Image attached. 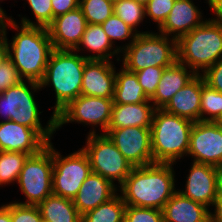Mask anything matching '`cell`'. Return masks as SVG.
I'll return each mask as SVG.
<instances>
[{
	"label": "cell",
	"instance_id": "f6af8a7d",
	"mask_svg": "<svg viewBox=\"0 0 222 222\" xmlns=\"http://www.w3.org/2000/svg\"><path fill=\"white\" fill-rule=\"evenodd\" d=\"M218 194L222 195V167L218 168Z\"/></svg>",
	"mask_w": 222,
	"mask_h": 222
},
{
	"label": "cell",
	"instance_id": "f1b7e54d",
	"mask_svg": "<svg viewBox=\"0 0 222 222\" xmlns=\"http://www.w3.org/2000/svg\"><path fill=\"white\" fill-rule=\"evenodd\" d=\"M222 113V93L205 83L202 76V94L200 103V121L214 122ZM208 115L206 117L204 115Z\"/></svg>",
	"mask_w": 222,
	"mask_h": 222
},
{
	"label": "cell",
	"instance_id": "2e32d148",
	"mask_svg": "<svg viewBox=\"0 0 222 222\" xmlns=\"http://www.w3.org/2000/svg\"><path fill=\"white\" fill-rule=\"evenodd\" d=\"M48 143L32 128L14 121L0 122V151L39 153Z\"/></svg>",
	"mask_w": 222,
	"mask_h": 222
},
{
	"label": "cell",
	"instance_id": "ac0fdd59",
	"mask_svg": "<svg viewBox=\"0 0 222 222\" xmlns=\"http://www.w3.org/2000/svg\"><path fill=\"white\" fill-rule=\"evenodd\" d=\"M117 185L101 175L91 172L73 198V204L81 216L113 198Z\"/></svg>",
	"mask_w": 222,
	"mask_h": 222
},
{
	"label": "cell",
	"instance_id": "7bdbcfd3",
	"mask_svg": "<svg viewBox=\"0 0 222 222\" xmlns=\"http://www.w3.org/2000/svg\"><path fill=\"white\" fill-rule=\"evenodd\" d=\"M214 212H210V222H222V195H218L214 205Z\"/></svg>",
	"mask_w": 222,
	"mask_h": 222
},
{
	"label": "cell",
	"instance_id": "8fae6325",
	"mask_svg": "<svg viewBox=\"0 0 222 222\" xmlns=\"http://www.w3.org/2000/svg\"><path fill=\"white\" fill-rule=\"evenodd\" d=\"M113 99L80 95L55 115L56 130L69 122L97 126L106 133L111 119Z\"/></svg>",
	"mask_w": 222,
	"mask_h": 222
},
{
	"label": "cell",
	"instance_id": "30bf717a",
	"mask_svg": "<svg viewBox=\"0 0 222 222\" xmlns=\"http://www.w3.org/2000/svg\"><path fill=\"white\" fill-rule=\"evenodd\" d=\"M55 150L53 147V194L73 200L92 172L89 158L83 149L66 157H61Z\"/></svg>",
	"mask_w": 222,
	"mask_h": 222
},
{
	"label": "cell",
	"instance_id": "484cf974",
	"mask_svg": "<svg viewBox=\"0 0 222 222\" xmlns=\"http://www.w3.org/2000/svg\"><path fill=\"white\" fill-rule=\"evenodd\" d=\"M150 100L138 82L135 72L123 67L116 73L114 87V104H137Z\"/></svg>",
	"mask_w": 222,
	"mask_h": 222
},
{
	"label": "cell",
	"instance_id": "d590c367",
	"mask_svg": "<svg viewBox=\"0 0 222 222\" xmlns=\"http://www.w3.org/2000/svg\"><path fill=\"white\" fill-rule=\"evenodd\" d=\"M175 0H149L145 5V13L160 27L174 6Z\"/></svg>",
	"mask_w": 222,
	"mask_h": 222
},
{
	"label": "cell",
	"instance_id": "60d3db41",
	"mask_svg": "<svg viewBox=\"0 0 222 222\" xmlns=\"http://www.w3.org/2000/svg\"><path fill=\"white\" fill-rule=\"evenodd\" d=\"M53 19L79 7V0H51Z\"/></svg>",
	"mask_w": 222,
	"mask_h": 222
},
{
	"label": "cell",
	"instance_id": "b9f144b4",
	"mask_svg": "<svg viewBox=\"0 0 222 222\" xmlns=\"http://www.w3.org/2000/svg\"><path fill=\"white\" fill-rule=\"evenodd\" d=\"M208 4L217 16L216 18H209V20L222 26V0H208Z\"/></svg>",
	"mask_w": 222,
	"mask_h": 222
},
{
	"label": "cell",
	"instance_id": "7dc6e473",
	"mask_svg": "<svg viewBox=\"0 0 222 222\" xmlns=\"http://www.w3.org/2000/svg\"><path fill=\"white\" fill-rule=\"evenodd\" d=\"M214 123L222 129V113L218 116Z\"/></svg>",
	"mask_w": 222,
	"mask_h": 222
},
{
	"label": "cell",
	"instance_id": "1f68e13d",
	"mask_svg": "<svg viewBox=\"0 0 222 222\" xmlns=\"http://www.w3.org/2000/svg\"><path fill=\"white\" fill-rule=\"evenodd\" d=\"M36 22L22 17L21 24L25 26H36L47 28L53 21V9L51 0H27Z\"/></svg>",
	"mask_w": 222,
	"mask_h": 222
},
{
	"label": "cell",
	"instance_id": "d6986e66",
	"mask_svg": "<svg viewBox=\"0 0 222 222\" xmlns=\"http://www.w3.org/2000/svg\"><path fill=\"white\" fill-rule=\"evenodd\" d=\"M203 22L201 11L194 5L193 1L175 0L172 10L164 23L159 27V31L168 37L170 34H173L171 37L173 36V38L178 40Z\"/></svg>",
	"mask_w": 222,
	"mask_h": 222
},
{
	"label": "cell",
	"instance_id": "3957f363",
	"mask_svg": "<svg viewBox=\"0 0 222 222\" xmlns=\"http://www.w3.org/2000/svg\"><path fill=\"white\" fill-rule=\"evenodd\" d=\"M194 122L164 109H155L152 117L151 148L154 163L176 162L188 154Z\"/></svg>",
	"mask_w": 222,
	"mask_h": 222
},
{
	"label": "cell",
	"instance_id": "6da1fadb",
	"mask_svg": "<svg viewBox=\"0 0 222 222\" xmlns=\"http://www.w3.org/2000/svg\"><path fill=\"white\" fill-rule=\"evenodd\" d=\"M171 163H152L134 167L119 186L126 205L162 210L176 192Z\"/></svg>",
	"mask_w": 222,
	"mask_h": 222
},
{
	"label": "cell",
	"instance_id": "4fadbf2b",
	"mask_svg": "<svg viewBox=\"0 0 222 222\" xmlns=\"http://www.w3.org/2000/svg\"><path fill=\"white\" fill-rule=\"evenodd\" d=\"M188 155L195 163L222 167V129L211 121L194 122Z\"/></svg>",
	"mask_w": 222,
	"mask_h": 222
},
{
	"label": "cell",
	"instance_id": "f546056e",
	"mask_svg": "<svg viewBox=\"0 0 222 222\" xmlns=\"http://www.w3.org/2000/svg\"><path fill=\"white\" fill-rule=\"evenodd\" d=\"M79 8L88 24L101 25L114 13V3L109 0H79Z\"/></svg>",
	"mask_w": 222,
	"mask_h": 222
},
{
	"label": "cell",
	"instance_id": "52a82bcc",
	"mask_svg": "<svg viewBox=\"0 0 222 222\" xmlns=\"http://www.w3.org/2000/svg\"><path fill=\"white\" fill-rule=\"evenodd\" d=\"M11 86L3 91V98L0 101V114L5 117V121L11 120L18 124L34 129L47 143H50L52 134L56 131L55 115H52L46 127L40 123L38 105L30 90H40V83L27 80Z\"/></svg>",
	"mask_w": 222,
	"mask_h": 222
},
{
	"label": "cell",
	"instance_id": "8d00e7d4",
	"mask_svg": "<svg viewBox=\"0 0 222 222\" xmlns=\"http://www.w3.org/2000/svg\"><path fill=\"white\" fill-rule=\"evenodd\" d=\"M12 222H41L42 217L38 206L11 202Z\"/></svg>",
	"mask_w": 222,
	"mask_h": 222
},
{
	"label": "cell",
	"instance_id": "bcb514c9",
	"mask_svg": "<svg viewBox=\"0 0 222 222\" xmlns=\"http://www.w3.org/2000/svg\"><path fill=\"white\" fill-rule=\"evenodd\" d=\"M9 17L6 16V14L4 13L3 9L0 7V30L2 29V27L5 24V21L8 19Z\"/></svg>",
	"mask_w": 222,
	"mask_h": 222
},
{
	"label": "cell",
	"instance_id": "ffe728a7",
	"mask_svg": "<svg viewBox=\"0 0 222 222\" xmlns=\"http://www.w3.org/2000/svg\"><path fill=\"white\" fill-rule=\"evenodd\" d=\"M201 94L202 74L200 73L180 89L163 109L193 122L200 121Z\"/></svg>",
	"mask_w": 222,
	"mask_h": 222
},
{
	"label": "cell",
	"instance_id": "4dcf8cb0",
	"mask_svg": "<svg viewBox=\"0 0 222 222\" xmlns=\"http://www.w3.org/2000/svg\"><path fill=\"white\" fill-rule=\"evenodd\" d=\"M113 11L138 34L136 27L146 17L145 6L133 0H119L114 3Z\"/></svg>",
	"mask_w": 222,
	"mask_h": 222
},
{
	"label": "cell",
	"instance_id": "836d02e7",
	"mask_svg": "<svg viewBox=\"0 0 222 222\" xmlns=\"http://www.w3.org/2000/svg\"><path fill=\"white\" fill-rule=\"evenodd\" d=\"M124 222H163L160 209L126 205Z\"/></svg>",
	"mask_w": 222,
	"mask_h": 222
},
{
	"label": "cell",
	"instance_id": "9c48e42d",
	"mask_svg": "<svg viewBox=\"0 0 222 222\" xmlns=\"http://www.w3.org/2000/svg\"><path fill=\"white\" fill-rule=\"evenodd\" d=\"M89 158L91 171L121 185L134 168L106 134L91 130L86 146L82 148Z\"/></svg>",
	"mask_w": 222,
	"mask_h": 222
},
{
	"label": "cell",
	"instance_id": "9a60e30c",
	"mask_svg": "<svg viewBox=\"0 0 222 222\" xmlns=\"http://www.w3.org/2000/svg\"><path fill=\"white\" fill-rule=\"evenodd\" d=\"M87 25L86 18L79 7L54 18L47 27L53 48L74 50L78 46Z\"/></svg>",
	"mask_w": 222,
	"mask_h": 222
},
{
	"label": "cell",
	"instance_id": "ee69618b",
	"mask_svg": "<svg viewBox=\"0 0 222 222\" xmlns=\"http://www.w3.org/2000/svg\"><path fill=\"white\" fill-rule=\"evenodd\" d=\"M0 222H12L11 220V203L5 204L0 210Z\"/></svg>",
	"mask_w": 222,
	"mask_h": 222
},
{
	"label": "cell",
	"instance_id": "e0dca14e",
	"mask_svg": "<svg viewBox=\"0 0 222 222\" xmlns=\"http://www.w3.org/2000/svg\"><path fill=\"white\" fill-rule=\"evenodd\" d=\"M113 62L88 60L83 70L81 95L113 99L116 79Z\"/></svg>",
	"mask_w": 222,
	"mask_h": 222
},
{
	"label": "cell",
	"instance_id": "e575fe53",
	"mask_svg": "<svg viewBox=\"0 0 222 222\" xmlns=\"http://www.w3.org/2000/svg\"><path fill=\"white\" fill-rule=\"evenodd\" d=\"M165 68L167 67H148L135 72L139 84L149 99L154 96Z\"/></svg>",
	"mask_w": 222,
	"mask_h": 222
},
{
	"label": "cell",
	"instance_id": "277c9868",
	"mask_svg": "<svg viewBox=\"0 0 222 222\" xmlns=\"http://www.w3.org/2000/svg\"><path fill=\"white\" fill-rule=\"evenodd\" d=\"M87 61V58L73 50L52 51L40 87L51 84L54 88L56 104L53 115L81 95L83 70Z\"/></svg>",
	"mask_w": 222,
	"mask_h": 222
},
{
	"label": "cell",
	"instance_id": "c3c4849f",
	"mask_svg": "<svg viewBox=\"0 0 222 222\" xmlns=\"http://www.w3.org/2000/svg\"><path fill=\"white\" fill-rule=\"evenodd\" d=\"M133 1H135V2H137V3H140V4H142L143 6H145V5L149 2V0H133Z\"/></svg>",
	"mask_w": 222,
	"mask_h": 222
},
{
	"label": "cell",
	"instance_id": "603a6c76",
	"mask_svg": "<svg viewBox=\"0 0 222 222\" xmlns=\"http://www.w3.org/2000/svg\"><path fill=\"white\" fill-rule=\"evenodd\" d=\"M147 100L137 104H113L108 129L139 126L150 128L154 113V106Z\"/></svg>",
	"mask_w": 222,
	"mask_h": 222
},
{
	"label": "cell",
	"instance_id": "ba28073f",
	"mask_svg": "<svg viewBox=\"0 0 222 222\" xmlns=\"http://www.w3.org/2000/svg\"><path fill=\"white\" fill-rule=\"evenodd\" d=\"M53 144L52 142L39 153L29 155L24 162L17 183L26 196V205L38 206L46 197L53 194Z\"/></svg>",
	"mask_w": 222,
	"mask_h": 222
},
{
	"label": "cell",
	"instance_id": "8992f818",
	"mask_svg": "<svg viewBox=\"0 0 222 222\" xmlns=\"http://www.w3.org/2000/svg\"><path fill=\"white\" fill-rule=\"evenodd\" d=\"M159 33L139 32L123 47V66L137 72L148 67H170L177 61V40Z\"/></svg>",
	"mask_w": 222,
	"mask_h": 222
},
{
	"label": "cell",
	"instance_id": "7c38bea8",
	"mask_svg": "<svg viewBox=\"0 0 222 222\" xmlns=\"http://www.w3.org/2000/svg\"><path fill=\"white\" fill-rule=\"evenodd\" d=\"M105 134L133 167L154 163L150 128L135 126L107 129Z\"/></svg>",
	"mask_w": 222,
	"mask_h": 222
},
{
	"label": "cell",
	"instance_id": "44dd1931",
	"mask_svg": "<svg viewBox=\"0 0 222 222\" xmlns=\"http://www.w3.org/2000/svg\"><path fill=\"white\" fill-rule=\"evenodd\" d=\"M186 67L176 61L164 69L155 94L150 99L155 109H163L171 98L197 75L192 70L188 71Z\"/></svg>",
	"mask_w": 222,
	"mask_h": 222
},
{
	"label": "cell",
	"instance_id": "83f0119b",
	"mask_svg": "<svg viewBox=\"0 0 222 222\" xmlns=\"http://www.w3.org/2000/svg\"><path fill=\"white\" fill-rule=\"evenodd\" d=\"M28 156L22 152L0 151V186L18 181Z\"/></svg>",
	"mask_w": 222,
	"mask_h": 222
},
{
	"label": "cell",
	"instance_id": "cb8c5ba5",
	"mask_svg": "<svg viewBox=\"0 0 222 222\" xmlns=\"http://www.w3.org/2000/svg\"><path fill=\"white\" fill-rule=\"evenodd\" d=\"M81 45L84 46V49L86 48L93 53H97L88 56L84 55L88 60L109 61L112 56H115V54L118 55L121 52L116 47L113 49V52L111 51V48H114L113 44L100 24H88L78 46L73 51H81Z\"/></svg>",
	"mask_w": 222,
	"mask_h": 222
},
{
	"label": "cell",
	"instance_id": "f907efd6",
	"mask_svg": "<svg viewBox=\"0 0 222 222\" xmlns=\"http://www.w3.org/2000/svg\"><path fill=\"white\" fill-rule=\"evenodd\" d=\"M109 1H111V2L115 3V2H117V1H119V0H109Z\"/></svg>",
	"mask_w": 222,
	"mask_h": 222
},
{
	"label": "cell",
	"instance_id": "d6a6232c",
	"mask_svg": "<svg viewBox=\"0 0 222 222\" xmlns=\"http://www.w3.org/2000/svg\"><path fill=\"white\" fill-rule=\"evenodd\" d=\"M109 40L135 39L137 33L114 13L101 24Z\"/></svg>",
	"mask_w": 222,
	"mask_h": 222
},
{
	"label": "cell",
	"instance_id": "74e56055",
	"mask_svg": "<svg viewBox=\"0 0 222 222\" xmlns=\"http://www.w3.org/2000/svg\"><path fill=\"white\" fill-rule=\"evenodd\" d=\"M22 80L18 70L10 59L0 65V91L8 90L11 86L20 83Z\"/></svg>",
	"mask_w": 222,
	"mask_h": 222
},
{
	"label": "cell",
	"instance_id": "5bb4252c",
	"mask_svg": "<svg viewBox=\"0 0 222 222\" xmlns=\"http://www.w3.org/2000/svg\"><path fill=\"white\" fill-rule=\"evenodd\" d=\"M183 196L207 208L213 206L218 197V167L209 164L192 163L185 190H178Z\"/></svg>",
	"mask_w": 222,
	"mask_h": 222
},
{
	"label": "cell",
	"instance_id": "7402d4cb",
	"mask_svg": "<svg viewBox=\"0 0 222 222\" xmlns=\"http://www.w3.org/2000/svg\"><path fill=\"white\" fill-rule=\"evenodd\" d=\"M209 210L176 191L162 209L163 222H210Z\"/></svg>",
	"mask_w": 222,
	"mask_h": 222
},
{
	"label": "cell",
	"instance_id": "4316f807",
	"mask_svg": "<svg viewBox=\"0 0 222 222\" xmlns=\"http://www.w3.org/2000/svg\"><path fill=\"white\" fill-rule=\"evenodd\" d=\"M125 208L122 197L116 194L94 210L83 214L81 222H124Z\"/></svg>",
	"mask_w": 222,
	"mask_h": 222
},
{
	"label": "cell",
	"instance_id": "7a4b0ae2",
	"mask_svg": "<svg viewBox=\"0 0 222 222\" xmlns=\"http://www.w3.org/2000/svg\"><path fill=\"white\" fill-rule=\"evenodd\" d=\"M20 25L21 30L13 37L12 42L7 41L9 59L23 80L26 78V81L40 83L54 50L53 44L47 28Z\"/></svg>",
	"mask_w": 222,
	"mask_h": 222
},
{
	"label": "cell",
	"instance_id": "d4e9b609",
	"mask_svg": "<svg viewBox=\"0 0 222 222\" xmlns=\"http://www.w3.org/2000/svg\"><path fill=\"white\" fill-rule=\"evenodd\" d=\"M38 208L42 219L49 222H81L82 220L72 199L55 194L46 197Z\"/></svg>",
	"mask_w": 222,
	"mask_h": 222
},
{
	"label": "cell",
	"instance_id": "5b68a950",
	"mask_svg": "<svg viewBox=\"0 0 222 222\" xmlns=\"http://www.w3.org/2000/svg\"><path fill=\"white\" fill-rule=\"evenodd\" d=\"M222 58V26L205 20L177 40V61L196 74L205 72Z\"/></svg>",
	"mask_w": 222,
	"mask_h": 222
},
{
	"label": "cell",
	"instance_id": "f35d334b",
	"mask_svg": "<svg viewBox=\"0 0 222 222\" xmlns=\"http://www.w3.org/2000/svg\"><path fill=\"white\" fill-rule=\"evenodd\" d=\"M205 83L222 93V58L202 73Z\"/></svg>",
	"mask_w": 222,
	"mask_h": 222
},
{
	"label": "cell",
	"instance_id": "681fc988",
	"mask_svg": "<svg viewBox=\"0 0 222 222\" xmlns=\"http://www.w3.org/2000/svg\"><path fill=\"white\" fill-rule=\"evenodd\" d=\"M3 98V91H0V101L2 100Z\"/></svg>",
	"mask_w": 222,
	"mask_h": 222
},
{
	"label": "cell",
	"instance_id": "ab89813d",
	"mask_svg": "<svg viewBox=\"0 0 222 222\" xmlns=\"http://www.w3.org/2000/svg\"><path fill=\"white\" fill-rule=\"evenodd\" d=\"M11 26L14 27V29L19 30V26L17 25V23L13 20V18H8L5 21L4 26L2 27V29L0 30V65H2L5 61H7L9 59V48H8V44H7V37H6V27Z\"/></svg>",
	"mask_w": 222,
	"mask_h": 222
}]
</instances>
